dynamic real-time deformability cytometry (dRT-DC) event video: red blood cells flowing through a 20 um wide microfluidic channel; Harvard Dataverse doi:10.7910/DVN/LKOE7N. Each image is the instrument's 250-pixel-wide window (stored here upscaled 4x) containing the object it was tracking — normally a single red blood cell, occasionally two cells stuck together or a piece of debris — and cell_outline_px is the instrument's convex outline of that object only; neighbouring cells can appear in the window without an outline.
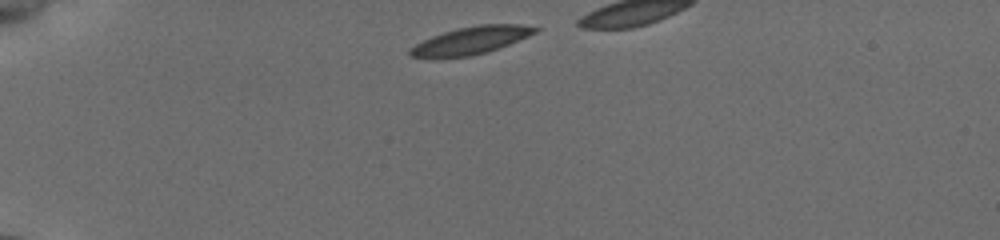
{"species": "common noctule bat (a hibernating species)", "species_latin": "Nyctalus noctula", "temperature_condition": "cold", "stored_images_in_passage": 10, "camera_frame_rate_fps": 3000, "um_per_image_px": 0.085, "animal": {"sex": "female", "body_mass_g": 19.5, "forearm_length_mm": 54.1}, "frame": {"image": 1, "passage_image": 1, "time_ms": 0.0, "image_size_px": [1000, 240], "cell_outline_px": [[540, 28], [536, 32], [528, 36], [488, 52], [468, 56], [408, 56], [408, 48], [432, 36], [456, 28], [480, 24], [520, 24]], "centroid_in_image_um": [40.06, 3.41], "position_along_channel_um": 44.9, "area_um2": 19.59}}
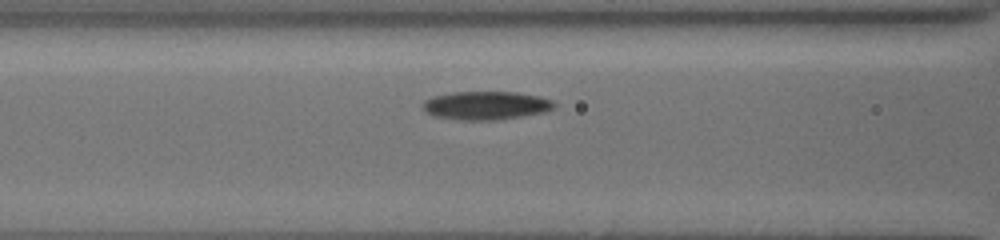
{"frame": {"image": 2, "passage_image": 7, "time_ms": 3.333, "image_size_px": [1000, 240], "cell_outline_px": [[556, 104], [552, 108], [544, 112], [496, 120], [460, 120], [432, 116], [420, 104], [424, 100], [432, 96], [452, 92], [516, 92], [540, 96], [552, 100]], "centroid_in_image_um": [41.27, 8.96], "position_along_channel_um": 125.3, "area_um2": 21.79}}
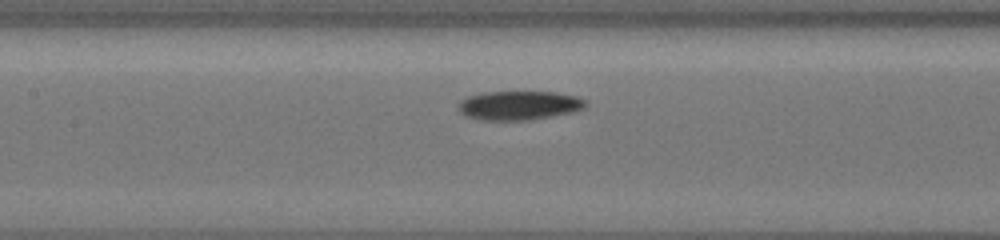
{"frame": {"image": 3, "passage_image": 9, "time_ms": 4.333, "image_size_px": [1000, 240], "cell_outline_px": [[588, 104], [584, 108], [572, 112], [552, 116], [528, 120], [476, 120], [464, 116], [460, 112], [460, 100], [468, 96], [484, 92], [556, 92], [576, 96], [588, 100]], "centroid_in_image_um": [44.13, 8.96], "position_along_channel_um": 163.3, "area_um2": 21.68}}